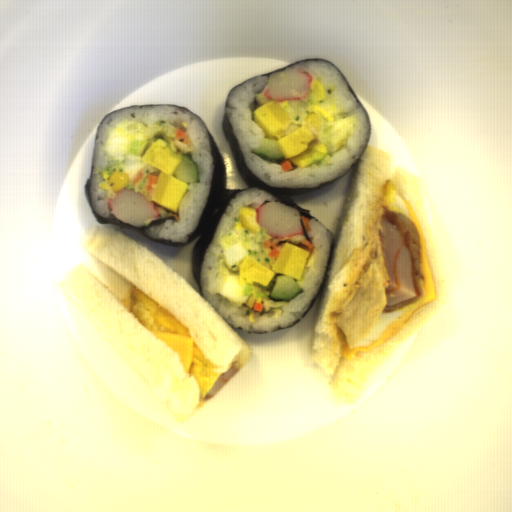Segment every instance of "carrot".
<instances>
[{
    "label": "carrot",
    "instance_id": "obj_1",
    "mask_svg": "<svg viewBox=\"0 0 512 512\" xmlns=\"http://www.w3.org/2000/svg\"><path fill=\"white\" fill-rule=\"evenodd\" d=\"M263 247H264V249L269 250L268 257H271L273 259L279 257L281 254V251H280L278 245L275 242H273L272 240L264 241Z\"/></svg>",
    "mask_w": 512,
    "mask_h": 512
},
{
    "label": "carrot",
    "instance_id": "obj_2",
    "mask_svg": "<svg viewBox=\"0 0 512 512\" xmlns=\"http://www.w3.org/2000/svg\"><path fill=\"white\" fill-rule=\"evenodd\" d=\"M158 178H159V175H156V174H153V173L147 175L148 183H147V185L145 187L146 193H148V194L154 193L155 188H156L157 183H158Z\"/></svg>",
    "mask_w": 512,
    "mask_h": 512
},
{
    "label": "carrot",
    "instance_id": "obj_3",
    "mask_svg": "<svg viewBox=\"0 0 512 512\" xmlns=\"http://www.w3.org/2000/svg\"><path fill=\"white\" fill-rule=\"evenodd\" d=\"M174 138L185 145L191 142L189 136L182 129L176 130Z\"/></svg>",
    "mask_w": 512,
    "mask_h": 512
},
{
    "label": "carrot",
    "instance_id": "obj_4",
    "mask_svg": "<svg viewBox=\"0 0 512 512\" xmlns=\"http://www.w3.org/2000/svg\"><path fill=\"white\" fill-rule=\"evenodd\" d=\"M279 163H280V165H281V167H282L284 172H288L290 170H293L294 165H295V163H293L292 161H290V160H288L286 158L284 160H282V161H279Z\"/></svg>",
    "mask_w": 512,
    "mask_h": 512
},
{
    "label": "carrot",
    "instance_id": "obj_5",
    "mask_svg": "<svg viewBox=\"0 0 512 512\" xmlns=\"http://www.w3.org/2000/svg\"><path fill=\"white\" fill-rule=\"evenodd\" d=\"M298 246L309 252L314 248L313 244L304 238L299 242Z\"/></svg>",
    "mask_w": 512,
    "mask_h": 512
},
{
    "label": "carrot",
    "instance_id": "obj_6",
    "mask_svg": "<svg viewBox=\"0 0 512 512\" xmlns=\"http://www.w3.org/2000/svg\"><path fill=\"white\" fill-rule=\"evenodd\" d=\"M143 176H144V173L143 171L140 169L136 174L135 176L133 177L132 179V186H135L136 184H138L142 179H143Z\"/></svg>",
    "mask_w": 512,
    "mask_h": 512
},
{
    "label": "carrot",
    "instance_id": "obj_7",
    "mask_svg": "<svg viewBox=\"0 0 512 512\" xmlns=\"http://www.w3.org/2000/svg\"><path fill=\"white\" fill-rule=\"evenodd\" d=\"M301 224H303L305 231L308 233L311 231L310 222L306 216H301Z\"/></svg>",
    "mask_w": 512,
    "mask_h": 512
},
{
    "label": "carrot",
    "instance_id": "obj_8",
    "mask_svg": "<svg viewBox=\"0 0 512 512\" xmlns=\"http://www.w3.org/2000/svg\"><path fill=\"white\" fill-rule=\"evenodd\" d=\"M263 309H264V303L255 302V304L253 306V310L262 313Z\"/></svg>",
    "mask_w": 512,
    "mask_h": 512
}]
</instances>
